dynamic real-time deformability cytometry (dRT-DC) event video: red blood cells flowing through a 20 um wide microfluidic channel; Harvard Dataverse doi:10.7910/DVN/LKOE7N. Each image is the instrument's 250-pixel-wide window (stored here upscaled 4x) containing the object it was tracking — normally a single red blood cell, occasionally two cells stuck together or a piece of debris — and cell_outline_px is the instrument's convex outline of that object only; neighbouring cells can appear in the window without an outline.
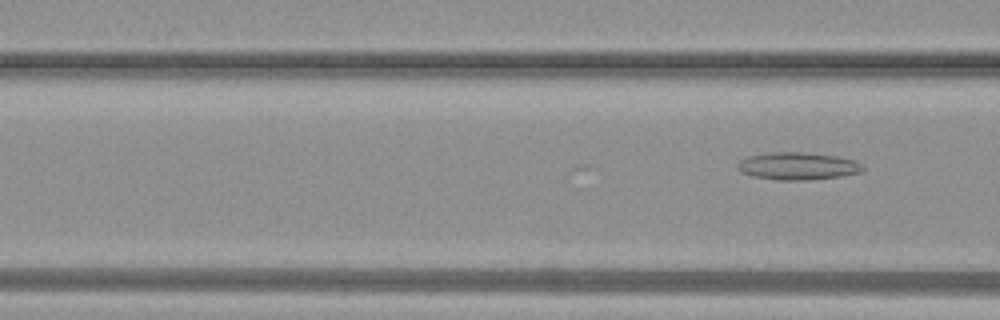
{"species": "common noctule bat (a hibernating species)", "species_latin": "Nyctalus noctula", "temperature_condition": "warm", "stored_images_in_passage": 4, "camera_frame_rate_fps": 3000, "um_per_image_px": 0.085, "animal": {"sex": "female", "body_mass_g": 19.3, "forearm_length_mm": 54.1}, "frame": {"image": 1, "passage_image": 4, "time_ms": 1.0, "image_size_px": [1000, 320], "cell_outline_px": [[864, 168], [860, 172], [840, 176], [808, 180], [776, 180], [752, 176], [740, 172], [736, 168], [736, 164], [740, 160], [748, 156], [772, 152], [804, 152], [836, 156], [852, 160], [864, 164]], "centroid_in_image_um": [67.76, 14.12], "position_along_channel_um": 98.8, "area_um2": 20.11}}